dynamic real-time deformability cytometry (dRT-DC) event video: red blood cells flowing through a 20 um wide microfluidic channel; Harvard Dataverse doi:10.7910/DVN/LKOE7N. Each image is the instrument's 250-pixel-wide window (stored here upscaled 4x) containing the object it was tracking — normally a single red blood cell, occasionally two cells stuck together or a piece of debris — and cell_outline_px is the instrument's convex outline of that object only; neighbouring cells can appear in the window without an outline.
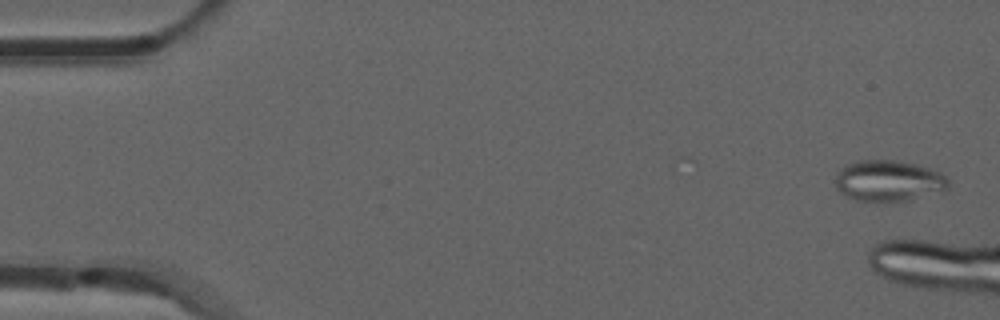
{"species": "common noctule bat (a hibernating species)", "species_latin": "Nyctalus noctula", "temperature_condition": "room temperature", "stored_images_in_passage": 11, "camera_frame_rate_fps": 3000, "um_per_image_px": 0.085, "animal": {"sex": "male", "forearm_length_mm": 52.5}, "frame": {"image": 1, "passage_image": 2, "time_ms": 0.333, "image_size_px": [1000, 320], "cell_outline_px": [[948, 188], [944, 192], [908, 200], [884, 204], [856, 200], [840, 192], [836, 188], [836, 172], [840, 168], [856, 160], [892, 160], [920, 164], [940, 172], [948, 180]], "centroid_in_image_um": [75.54, 15.39], "position_along_channel_um": 9.5, "area_um2": 27.8}}